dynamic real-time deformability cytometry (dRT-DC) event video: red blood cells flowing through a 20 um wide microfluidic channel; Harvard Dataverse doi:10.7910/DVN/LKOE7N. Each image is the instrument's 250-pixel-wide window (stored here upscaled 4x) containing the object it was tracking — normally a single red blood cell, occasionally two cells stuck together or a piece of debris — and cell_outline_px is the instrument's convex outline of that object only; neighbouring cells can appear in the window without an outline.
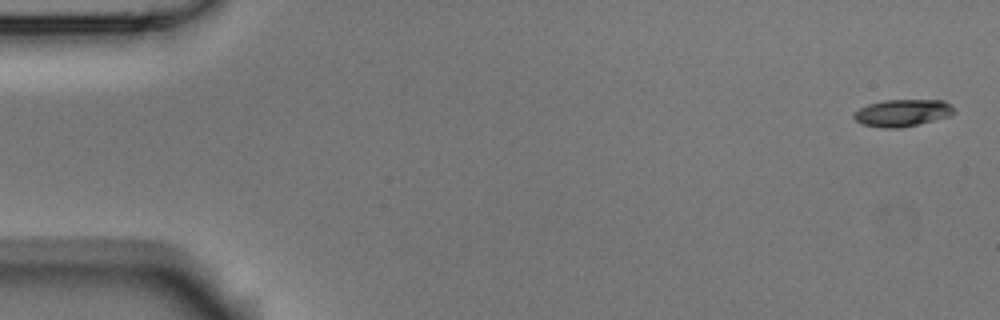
{"species": "Egyptian fruit bat (a non-hibernating species)", "species_latin": "Rousettus aegyptiacus", "temperature_condition": "room temperature", "stored_images_in_passage": 5, "camera_frame_rate_fps": 3000, "um_per_image_px": 0.085, "animal": {"sex": "male"}, "frame": {"image": 1, "passage_image": 1, "time_ms": 0.0, "image_size_px": [1000, 320], "cell_outline_px": [[956, 112], [948, 116], [900, 128], [884, 128], [860, 124], [852, 116], [852, 112], [868, 104], [884, 100], [944, 100]], "centroid_in_image_um": [76.63, 9.59], "position_along_channel_um": 8.4, "area_um2": 15.66}}
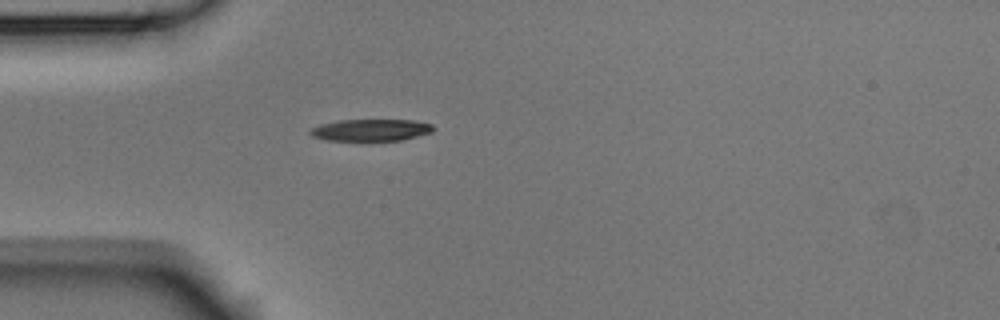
{"frame": {"image": 2, "passage_image": 5, "time_ms": 1.333, "image_size_px": [1000, 320], "cell_outline_px": [[436, 128], [432, 132], [400, 140], [328, 140], [312, 136], [308, 132], [312, 128], [320, 124], [340, 120], [412, 120], [432, 124]], "centroid_in_image_um": [31.53, 11.04], "position_along_channel_um": 53.5, "area_um2": 15.49}}